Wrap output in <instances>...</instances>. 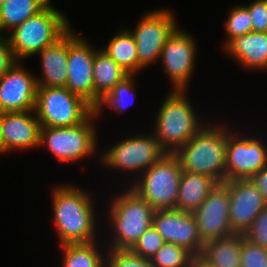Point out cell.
Here are the masks:
<instances>
[{"label": "cell", "instance_id": "37", "mask_svg": "<svg viewBox=\"0 0 267 267\" xmlns=\"http://www.w3.org/2000/svg\"><path fill=\"white\" fill-rule=\"evenodd\" d=\"M190 267H214L204 260L200 255H196L192 258Z\"/></svg>", "mask_w": 267, "mask_h": 267}, {"label": "cell", "instance_id": "36", "mask_svg": "<svg viewBox=\"0 0 267 267\" xmlns=\"http://www.w3.org/2000/svg\"><path fill=\"white\" fill-rule=\"evenodd\" d=\"M249 179L267 201V165L253 174Z\"/></svg>", "mask_w": 267, "mask_h": 267}, {"label": "cell", "instance_id": "19", "mask_svg": "<svg viewBox=\"0 0 267 267\" xmlns=\"http://www.w3.org/2000/svg\"><path fill=\"white\" fill-rule=\"evenodd\" d=\"M223 49L243 68L267 70V32H250L230 40Z\"/></svg>", "mask_w": 267, "mask_h": 267}, {"label": "cell", "instance_id": "26", "mask_svg": "<svg viewBox=\"0 0 267 267\" xmlns=\"http://www.w3.org/2000/svg\"><path fill=\"white\" fill-rule=\"evenodd\" d=\"M97 243L96 240L89 243L59 245L63 251L62 267H105L106 253L98 250Z\"/></svg>", "mask_w": 267, "mask_h": 267}, {"label": "cell", "instance_id": "27", "mask_svg": "<svg viewBox=\"0 0 267 267\" xmlns=\"http://www.w3.org/2000/svg\"><path fill=\"white\" fill-rule=\"evenodd\" d=\"M136 75H129L121 82L117 83L115 87L107 93L94 108L97 117L102 114L104 105L113 108L117 114H123L125 109L128 108L135 99L136 93L134 92L135 77Z\"/></svg>", "mask_w": 267, "mask_h": 267}, {"label": "cell", "instance_id": "5", "mask_svg": "<svg viewBox=\"0 0 267 267\" xmlns=\"http://www.w3.org/2000/svg\"><path fill=\"white\" fill-rule=\"evenodd\" d=\"M70 24L50 2L37 15L6 33V38L16 58L23 61L55 44L72 28Z\"/></svg>", "mask_w": 267, "mask_h": 267}, {"label": "cell", "instance_id": "15", "mask_svg": "<svg viewBox=\"0 0 267 267\" xmlns=\"http://www.w3.org/2000/svg\"><path fill=\"white\" fill-rule=\"evenodd\" d=\"M152 226L165 242L184 247L194 256L201 254L204 243L193 213L176 208L155 210Z\"/></svg>", "mask_w": 267, "mask_h": 267}, {"label": "cell", "instance_id": "25", "mask_svg": "<svg viewBox=\"0 0 267 267\" xmlns=\"http://www.w3.org/2000/svg\"><path fill=\"white\" fill-rule=\"evenodd\" d=\"M129 75L138 73L137 47L133 35L125 28L117 33L102 48Z\"/></svg>", "mask_w": 267, "mask_h": 267}, {"label": "cell", "instance_id": "11", "mask_svg": "<svg viewBox=\"0 0 267 267\" xmlns=\"http://www.w3.org/2000/svg\"><path fill=\"white\" fill-rule=\"evenodd\" d=\"M234 132L227 129L225 181L249 179L267 165L265 141L254 135L242 136Z\"/></svg>", "mask_w": 267, "mask_h": 267}, {"label": "cell", "instance_id": "14", "mask_svg": "<svg viewBox=\"0 0 267 267\" xmlns=\"http://www.w3.org/2000/svg\"><path fill=\"white\" fill-rule=\"evenodd\" d=\"M203 243L233 234L230 224V194L225 183H218L193 212Z\"/></svg>", "mask_w": 267, "mask_h": 267}, {"label": "cell", "instance_id": "35", "mask_svg": "<svg viewBox=\"0 0 267 267\" xmlns=\"http://www.w3.org/2000/svg\"><path fill=\"white\" fill-rule=\"evenodd\" d=\"M19 60L16 58L6 38V34L0 36V78L7 73Z\"/></svg>", "mask_w": 267, "mask_h": 267}, {"label": "cell", "instance_id": "28", "mask_svg": "<svg viewBox=\"0 0 267 267\" xmlns=\"http://www.w3.org/2000/svg\"><path fill=\"white\" fill-rule=\"evenodd\" d=\"M193 257L186 248L165 242L150 261L153 267H190Z\"/></svg>", "mask_w": 267, "mask_h": 267}, {"label": "cell", "instance_id": "30", "mask_svg": "<svg viewBox=\"0 0 267 267\" xmlns=\"http://www.w3.org/2000/svg\"><path fill=\"white\" fill-rule=\"evenodd\" d=\"M105 267H153L150 259L127 249H106Z\"/></svg>", "mask_w": 267, "mask_h": 267}, {"label": "cell", "instance_id": "1", "mask_svg": "<svg viewBox=\"0 0 267 267\" xmlns=\"http://www.w3.org/2000/svg\"><path fill=\"white\" fill-rule=\"evenodd\" d=\"M51 193L53 224L59 236V244L98 240V219L95 216L92 194L70 184L57 185Z\"/></svg>", "mask_w": 267, "mask_h": 267}, {"label": "cell", "instance_id": "16", "mask_svg": "<svg viewBox=\"0 0 267 267\" xmlns=\"http://www.w3.org/2000/svg\"><path fill=\"white\" fill-rule=\"evenodd\" d=\"M17 62L0 78V111H33L36 106L37 78Z\"/></svg>", "mask_w": 267, "mask_h": 267}, {"label": "cell", "instance_id": "38", "mask_svg": "<svg viewBox=\"0 0 267 267\" xmlns=\"http://www.w3.org/2000/svg\"><path fill=\"white\" fill-rule=\"evenodd\" d=\"M1 122H2V112L0 111V128H1ZM0 154H5L4 150L1 147V144H0Z\"/></svg>", "mask_w": 267, "mask_h": 267}, {"label": "cell", "instance_id": "22", "mask_svg": "<svg viewBox=\"0 0 267 267\" xmlns=\"http://www.w3.org/2000/svg\"><path fill=\"white\" fill-rule=\"evenodd\" d=\"M242 233H233L204 244L200 256L214 267H241Z\"/></svg>", "mask_w": 267, "mask_h": 267}, {"label": "cell", "instance_id": "2", "mask_svg": "<svg viewBox=\"0 0 267 267\" xmlns=\"http://www.w3.org/2000/svg\"><path fill=\"white\" fill-rule=\"evenodd\" d=\"M227 128L205 124L174 154L183 171L205 174L218 183L225 182Z\"/></svg>", "mask_w": 267, "mask_h": 267}, {"label": "cell", "instance_id": "7", "mask_svg": "<svg viewBox=\"0 0 267 267\" xmlns=\"http://www.w3.org/2000/svg\"><path fill=\"white\" fill-rule=\"evenodd\" d=\"M94 107L66 87L38 86L35 113L41 127H71L83 123Z\"/></svg>", "mask_w": 267, "mask_h": 267}, {"label": "cell", "instance_id": "9", "mask_svg": "<svg viewBox=\"0 0 267 267\" xmlns=\"http://www.w3.org/2000/svg\"><path fill=\"white\" fill-rule=\"evenodd\" d=\"M166 152L161 148L153 133L137 134L116 142L106 152L101 153L100 163L112 169L135 172L140 176L155 164Z\"/></svg>", "mask_w": 267, "mask_h": 267}, {"label": "cell", "instance_id": "39", "mask_svg": "<svg viewBox=\"0 0 267 267\" xmlns=\"http://www.w3.org/2000/svg\"><path fill=\"white\" fill-rule=\"evenodd\" d=\"M6 0H0V7L4 4Z\"/></svg>", "mask_w": 267, "mask_h": 267}, {"label": "cell", "instance_id": "33", "mask_svg": "<svg viewBox=\"0 0 267 267\" xmlns=\"http://www.w3.org/2000/svg\"><path fill=\"white\" fill-rule=\"evenodd\" d=\"M243 236L250 242L267 249V207L261 211Z\"/></svg>", "mask_w": 267, "mask_h": 267}, {"label": "cell", "instance_id": "6", "mask_svg": "<svg viewBox=\"0 0 267 267\" xmlns=\"http://www.w3.org/2000/svg\"><path fill=\"white\" fill-rule=\"evenodd\" d=\"M182 167L174 153H165L155 164L130 182V187L154 210L176 208Z\"/></svg>", "mask_w": 267, "mask_h": 267}, {"label": "cell", "instance_id": "18", "mask_svg": "<svg viewBox=\"0 0 267 267\" xmlns=\"http://www.w3.org/2000/svg\"><path fill=\"white\" fill-rule=\"evenodd\" d=\"M40 130L35 110L2 113L0 144L4 153L40 147Z\"/></svg>", "mask_w": 267, "mask_h": 267}, {"label": "cell", "instance_id": "32", "mask_svg": "<svg viewBox=\"0 0 267 267\" xmlns=\"http://www.w3.org/2000/svg\"><path fill=\"white\" fill-rule=\"evenodd\" d=\"M241 267H267V249L245 239L241 246Z\"/></svg>", "mask_w": 267, "mask_h": 267}, {"label": "cell", "instance_id": "4", "mask_svg": "<svg viewBox=\"0 0 267 267\" xmlns=\"http://www.w3.org/2000/svg\"><path fill=\"white\" fill-rule=\"evenodd\" d=\"M186 93L171 90L155 118L153 135L166 153H175L206 124L198 119Z\"/></svg>", "mask_w": 267, "mask_h": 267}, {"label": "cell", "instance_id": "3", "mask_svg": "<svg viewBox=\"0 0 267 267\" xmlns=\"http://www.w3.org/2000/svg\"><path fill=\"white\" fill-rule=\"evenodd\" d=\"M129 189L111 197L108 207V221L112 231V242L105 249L130 250L137 240L152 226L154 208L134 191ZM112 229V230H111ZM108 247V248H107Z\"/></svg>", "mask_w": 267, "mask_h": 267}, {"label": "cell", "instance_id": "8", "mask_svg": "<svg viewBox=\"0 0 267 267\" xmlns=\"http://www.w3.org/2000/svg\"><path fill=\"white\" fill-rule=\"evenodd\" d=\"M93 112L83 123L71 127H41L40 146L44 145L58 162H76L97 154L96 118Z\"/></svg>", "mask_w": 267, "mask_h": 267}, {"label": "cell", "instance_id": "23", "mask_svg": "<svg viewBox=\"0 0 267 267\" xmlns=\"http://www.w3.org/2000/svg\"><path fill=\"white\" fill-rule=\"evenodd\" d=\"M127 76H129L127 71L119 66L103 49H98L95 52L93 62L94 108L100 99Z\"/></svg>", "mask_w": 267, "mask_h": 267}, {"label": "cell", "instance_id": "34", "mask_svg": "<svg viewBox=\"0 0 267 267\" xmlns=\"http://www.w3.org/2000/svg\"><path fill=\"white\" fill-rule=\"evenodd\" d=\"M245 6L251 15L252 31L267 32V0H254Z\"/></svg>", "mask_w": 267, "mask_h": 267}, {"label": "cell", "instance_id": "20", "mask_svg": "<svg viewBox=\"0 0 267 267\" xmlns=\"http://www.w3.org/2000/svg\"><path fill=\"white\" fill-rule=\"evenodd\" d=\"M37 54L40 56L43 76L36 77L38 86L65 87L68 76V32Z\"/></svg>", "mask_w": 267, "mask_h": 267}, {"label": "cell", "instance_id": "31", "mask_svg": "<svg viewBox=\"0 0 267 267\" xmlns=\"http://www.w3.org/2000/svg\"><path fill=\"white\" fill-rule=\"evenodd\" d=\"M164 243L163 237L151 226L130 250L143 258L151 259Z\"/></svg>", "mask_w": 267, "mask_h": 267}, {"label": "cell", "instance_id": "13", "mask_svg": "<svg viewBox=\"0 0 267 267\" xmlns=\"http://www.w3.org/2000/svg\"><path fill=\"white\" fill-rule=\"evenodd\" d=\"M71 28L68 31V65L66 88L94 107L93 62L96 48Z\"/></svg>", "mask_w": 267, "mask_h": 267}, {"label": "cell", "instance_id": "17", "mask_svg": "<svg viewBox=\"0 0 267 267\" xmlns=\"http://www.w3.org/2000/svg\"><path fill=\"white\" fill-rule=\"evenodd\" d=\"M230 194V224L234 233H242L267 207V201L250 179L224 182Z\"/></svg>", "mask_w": 267, "mask_h": 267}, {"label": "cell", "instance_id": "12", "mask_svg": "<svg viewBox=\"0 0 267 267\" xmlns=\"http://www.w3.org/2000/svg\"><path fill=\"white\" fill-rule=\"evenodd\" d=\"M194 37L178 27L168 38L160 55L164 70L173 85L171 90H187L197 54Z\"/></svg>", "mask_w": 267, "mask_h": 267}, {"label": "cell", "instance_id": "29", "mask_svg": "<svg viewBox=\"0 0 267 267\" xmlns=\"http://www.w3.org/2000/svg\"><path fill=\"white\" fill-rule=\"evenodd\" d=\"M228 18L224 21L226 31L223 47L233 38L252 32V19L245 5L231 7Z\"/></svg>", "mask_w": 267, "mask_h": 267}, {"label": "cell", "instance_id": "21", "mask_svg": "<svg viewBox=\"0 0 267 267\" xmlns=\"http://www.w3.org/2000/svg\"><path fill=\"white\" fill-rule=\"evenodd\" d=\"M217 184L208 175L182 171L176 209L193 213Z\"/></svg>", "mask_w": 267, "mask_h": 267}, {"label": "cell", "instance_id": "24", "mask_svg": "<svg viewBox=\"0 0 267 267\" xmlns=\"http://www.w3.org/2000/svg\"><path fill=\"white\" fill-rule=\"evenodd\" d=\"M52 0H6L0 7V36L4 30L14 29L26 19L37 15Z\"/></svg>", "mask_w": 267, "mask_h": 267}, {"label": "cell", "instance_id": "10", "mask_svg": "<svg viewBox=\"0 0 267 267\" xmlns=\"http://www.w3.org/2000/svg\"><path fill=\"white\" fill-rule=\"evenodd\" d=\"M173 14L168 8L147 11L135 29H128L137 47L138 72L159 60L166 41L179 27Z\"/></svg>", "mask_w": 267, "mask_h": 267}]
</instances>
